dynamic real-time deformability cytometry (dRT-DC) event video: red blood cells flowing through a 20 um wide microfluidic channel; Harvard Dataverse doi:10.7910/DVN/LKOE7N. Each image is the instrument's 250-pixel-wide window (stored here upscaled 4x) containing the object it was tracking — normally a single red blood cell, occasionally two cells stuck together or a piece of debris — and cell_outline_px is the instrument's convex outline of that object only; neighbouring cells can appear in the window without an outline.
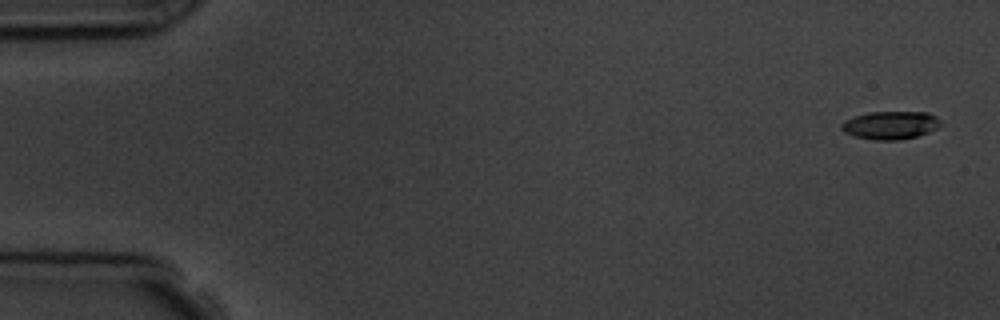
{"species": "common noctule bat (a hibernating species)", "species_latin": "Nyctalus noctula", "temperature_condition": "room temperature", "stored_images_in_passage": 4, "camera_frame_rate_fps": 3000, "um_per_image_px": 0.085, "animal": {"sex": "male", "body_mass_g": 19.5, "forearm_length_mm": 54.6}, "frame": {"image": 1, "passage_image": 1, "time_ms": 0.0, "image_size_px": [1000, 320], "cell_outline_px": [[940, 124], [936, 128], [928, 132], [916, 136], [900, 140], [872, 140], [852, 136], [844, 132], [840, 128], [840, 124], [844, 120], [868, 112], [928, 112], [936, 116], [940, 120]], "centroid_in_image_um": [75.64, 10.64], "position_along_channel_um": 9.4, "area_um2": 16.3}}